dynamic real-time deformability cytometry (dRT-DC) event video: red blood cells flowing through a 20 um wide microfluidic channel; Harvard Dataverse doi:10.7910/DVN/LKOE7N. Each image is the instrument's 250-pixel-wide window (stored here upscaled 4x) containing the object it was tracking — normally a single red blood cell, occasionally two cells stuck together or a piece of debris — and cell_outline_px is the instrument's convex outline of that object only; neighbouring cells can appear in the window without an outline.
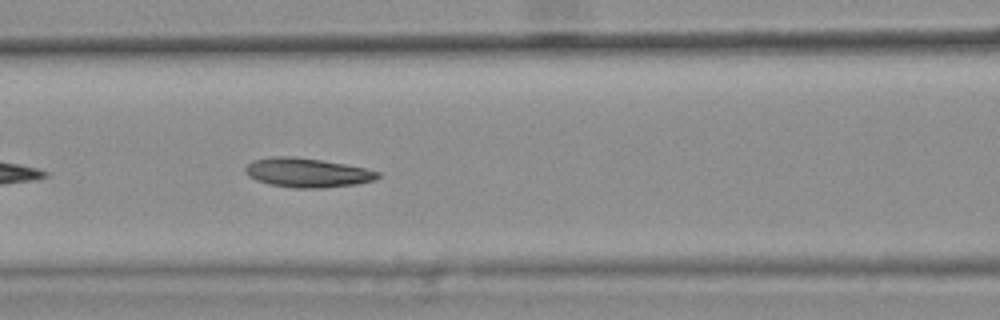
{"species": "common noctule bat (a hibernating species)", "species_latin": "Nyctalus noctula", "temperature_condition": "warm", "stored_images_in_passage": 32, "camera_frame_rate_fps": 3000, "um_per_image_px": 0.085, "animal": {"sex": "female", "body_mass_g": 25.1}, "frame": {"image": 1, "passage_image": 10, "time_ms": 3.0, "image_size_px": [1000, 320], "cell_outline_px": [[380, 176], [372, 180], [356, 184], [324, 188], [292, 188], [268, 184], [256, 180], [248, 176], [244, 172], [244, 168], [252, 160], [272, 156], [292, 156], [320, 160], [344, 164], [364, 168], [380, 172]], "centroid_in_image_um": [26.05, 14.68], "position_along_channel_um": 140.5, "area_um2": 22.6}, "authors_computed_cell_mechanics": {"area_um2": 22.0507, "velocity_mm_per_s": 3.7751, "shape_relaxation_time_tau1_ms": 11.2446, "shape_relaxation_time_tau2_ms": 3.2185, "deformation_change_tau1": 0.2451, "deformation_change_tau2": 0.1101}}